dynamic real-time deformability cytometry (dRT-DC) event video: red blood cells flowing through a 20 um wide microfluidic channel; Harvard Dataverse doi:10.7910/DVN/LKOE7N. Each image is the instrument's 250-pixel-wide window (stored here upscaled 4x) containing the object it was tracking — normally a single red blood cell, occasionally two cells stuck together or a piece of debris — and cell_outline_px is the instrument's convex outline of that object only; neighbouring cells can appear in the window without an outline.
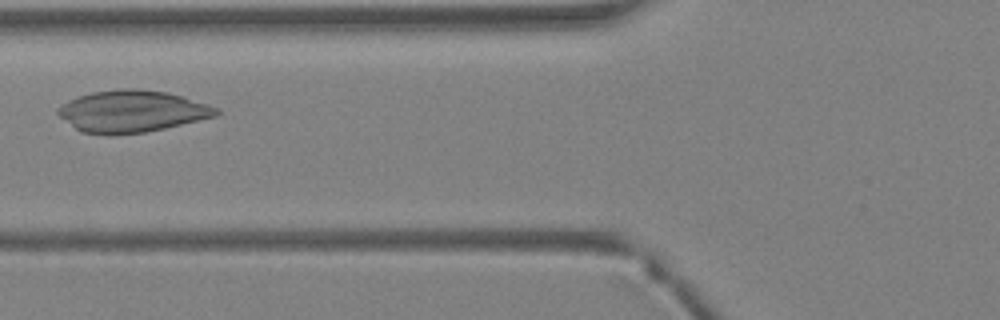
{"species": "Egyptian fruit bat (a non-hibernating species)", "species_latin": "Rousettus aegyptiacus", "temperature_condition": "warm", "stored_images_in_passage": 30, "camera_frame_rate_fps": 3000, "um_per_image_px": 0.085, "animal": {"sex": "female"}, "frame": {"image": 1, "passage_image": 7, "time_ms": 2.0, "image_size_px": [1000, 320], "cell_outline_px": [[220, 112], [216, 116], [164, 128], [144, 132], [108, 136], [80, 132], [60, 116], [56, 112], [56, 108], [68, 100], [92, 92], [120, 88], [132, 88], [168, 92], [208, 104], [220, 108]], "centroid_in_image_um": [11.19, 9.46], "position_along_channel_um": 114.6, "area_um2": 38.67}}
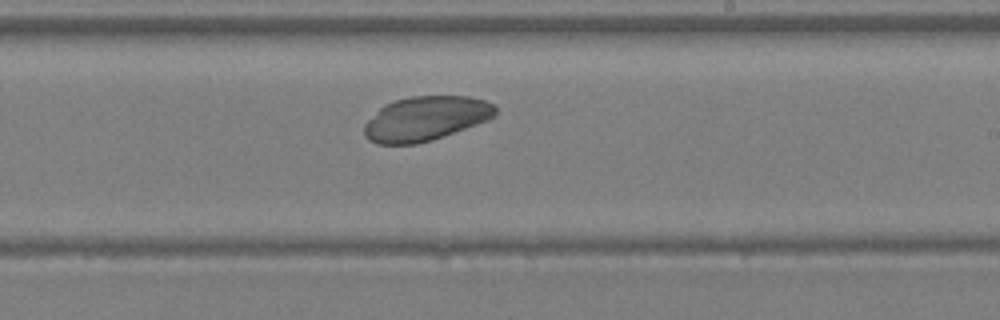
{"frame": {"image": 2, "passage_image": 15, "time_ms": 4.667, "image_size_px": [1000, 320], "cell_outline_px": [[496, 116], [488, 120], [432, 140], [416, 144], [376, 144], [368, 140], [364, 136], [364, 124], [384, 104], [396, 100], [412, 96], [468, 96], [484, 100], [492, 104], [496, 108]], "centroid_in_image_um": [36.16, 10.08], "position_along_channel_um": 252.8, "area_um2": 33.87}}
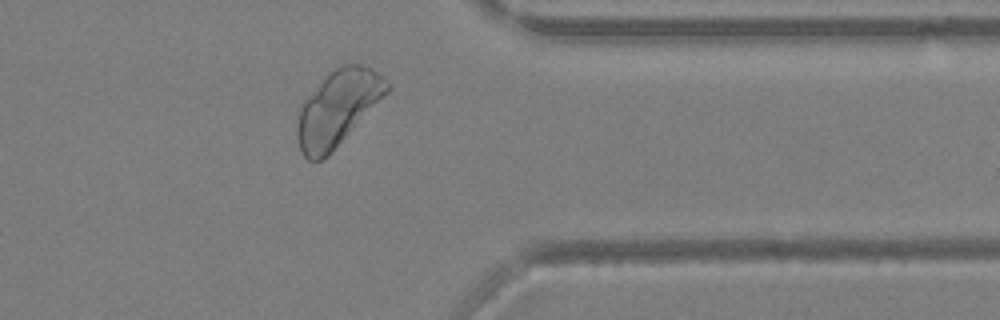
{"frame": {"image": 3, "passage_image": 23, "time_ms": 7.333, "image_size_px": [1000, 320], "cell_outline_px": [[392, 88], [328, 156], [324, 160], [308, 160], [300, 152], [296, 132], [296, 124], [300, 104], [304, 96], [340, 64], [360, 64], [372, 68]], "centroid_in_image_um": [28.65, 9.21], "position_along_channel_um": 382.7, "area_um2": 39.36}}